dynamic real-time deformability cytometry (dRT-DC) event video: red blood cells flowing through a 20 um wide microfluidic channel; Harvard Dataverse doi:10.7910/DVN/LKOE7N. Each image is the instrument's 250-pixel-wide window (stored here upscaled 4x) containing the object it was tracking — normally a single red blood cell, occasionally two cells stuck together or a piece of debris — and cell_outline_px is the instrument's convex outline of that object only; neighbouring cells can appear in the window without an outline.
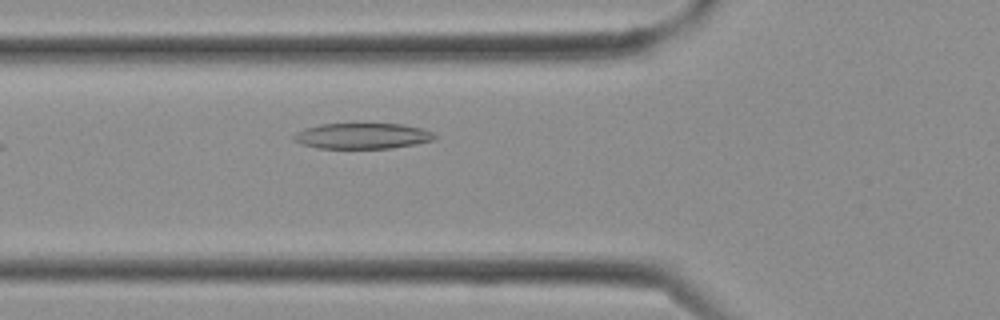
{"species": "Egyptian fruit bat (a non-hibernating species)", "species_latin": "Rousettus aegyptiacus", "temperature_condition": "cold", "stored_images_in_passage": 3, "camera_frame_rate_fps": 3000, "um_per_image_px": 0.085, "frame": {"image": 1, "passage_image": 3, "time_ms": 0.667, "image_size_px": [1000, 320], "cell_outline_px": [[440, 136], [432, 140], [416, 144], [392, 148], [316, 148], [300, 144], [292, 140], [292, 136], [296, 132], [304, 128], [320, 124], [404, 124], [420, 128], [432, 132]], "centroid_in_image_um": [30.77, 11.56], "position_along_channel_um": 95.0, "area_um2": 21.27}}